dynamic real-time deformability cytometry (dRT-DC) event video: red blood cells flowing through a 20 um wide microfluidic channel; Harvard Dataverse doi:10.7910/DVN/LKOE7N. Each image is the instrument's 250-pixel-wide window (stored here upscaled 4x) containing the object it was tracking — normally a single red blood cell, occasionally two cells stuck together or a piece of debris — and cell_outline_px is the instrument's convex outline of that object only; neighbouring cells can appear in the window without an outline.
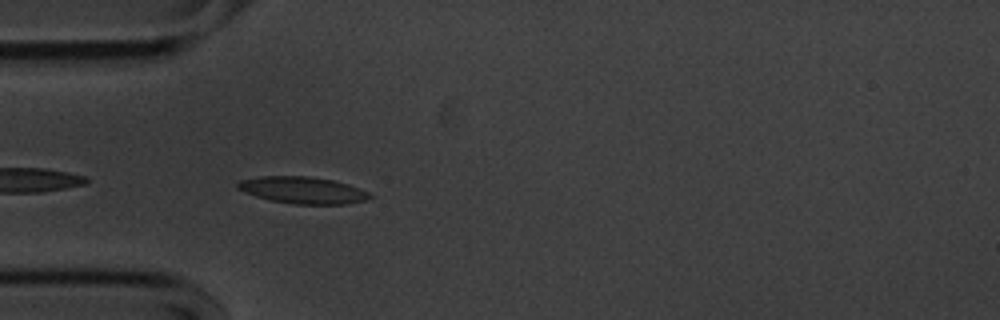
{"species": "common noctule bat (a hibernating species)", "species_latin": "Nyctalus noctula", "temperature_condition": "cold", "stored_images_in_passage": 33, "camera_frame_rate_fps": 3000, "um_per_image_px": 0.085, "animal": {"sex": "male", "body_mass_g": 20.1, "forearm_length_mm": 53.5}, "frame": {"image": 1, "passage_image": 2, "time_ms": 0.333, "image_size_px": [1000, 320], "cell_outline_px": [[372, 196], [368, 200], [344, 204], [296, 204], [272, 200], [256, 196], [244, 192], [236, 188], [236, 184], [240, 180], [260, 176], [308, 176], [332, 180], [348, 184], [368, 192]], "centroid_in_image_um": [25.72, 16.16], "position_along_channel_um": 59.3, "area_um2": 20.52}}
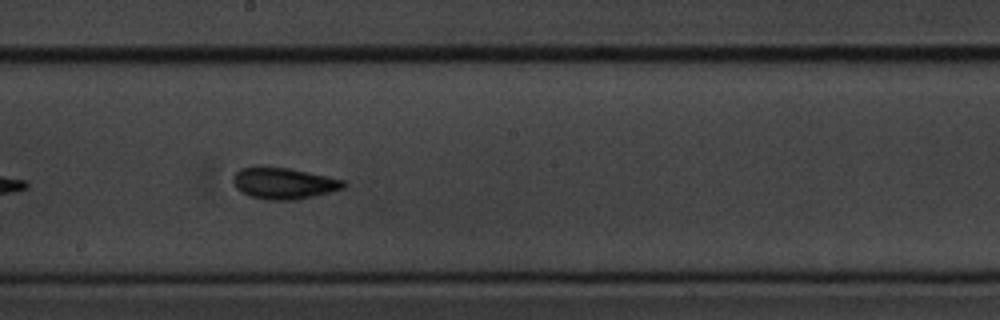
{"frame": {"image": 2, "passage_image": 16, "time_ms": 5.0, "image_size_px": [1000, 320], "cell_outline_px": [[348, 184], [344, 188], [296, 200], [264, 200], [248, 196], [240, 192], [232, 184], [232, 176], [240, 168], [260, 164], [288, 168], [308, 172], [344, 180]], "centroid_in_image_um": [24.02, 15.56], "position_along_channel_um": 224.2, "area_um2": 20.75}}
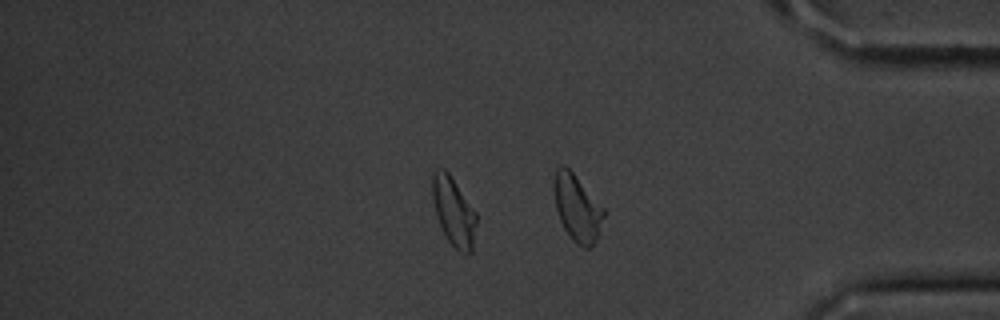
{"frame": {"image": 3, "passage_image": 31, "time_ms": 10.0, "image_size_px": [1000, 320], "cell_outline_px": [[476, 224], [472, 252], [464, 256], [448, 240], [436, 216], [432, 196], [432, 176], [436, 168], [444, 168], [448, 172], [476, 212]], "centroid_in_image_um": [38.56, 17.99], "position_along_channel_um": 396.6, "area_um2": 17.51}, "authors_computed_cell_mechanics": {"area_um2": 19.0162, "velocity_mm_per_s": 3.5725, "shape_relaxation_time_tau1_ms": 3.1236, "shape_relaxation_time_tau2_ms": 2.3387, "deformation_change_tau1": 0.1183, "deformation_change_tau2": 0.0835}}